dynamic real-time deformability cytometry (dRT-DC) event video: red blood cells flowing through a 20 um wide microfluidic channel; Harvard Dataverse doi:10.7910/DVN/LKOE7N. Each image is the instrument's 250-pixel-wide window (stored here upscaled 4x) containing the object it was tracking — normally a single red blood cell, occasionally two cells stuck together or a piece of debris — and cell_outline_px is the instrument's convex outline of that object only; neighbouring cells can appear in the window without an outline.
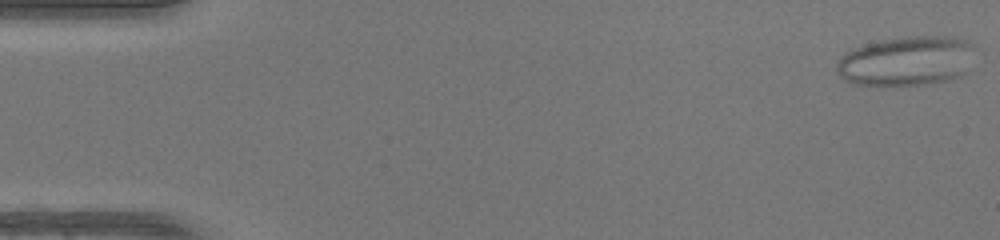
{"species": "human", "species_latin": "Homo sapiens", "temperature_condition": "warm", "stored_images_in_passage": 48, "camera_frame_rate_fps": 3000, "um_per_image_px": 0.085, "donor": {"sex": "female"}, "frame": {"image": 1, "passage_image": 1, "time_ms": 0.0, "image_size_px": [1000, 240], "cell_outline_px": [[976, 44], [964, 72], [960, 76], [952, 80], [924, 84], [876, 88], [852, 84], [844, 80], [836, 72], [836, 64], [840, 56], [844, 52], [864, 44], [880, 40], [908, 36], [952, 36], [968, 40]], "centroid_in_image_um": [76.98, 5.21], "position_along_channel_um": 8.0, "area_um2": 41.1}}
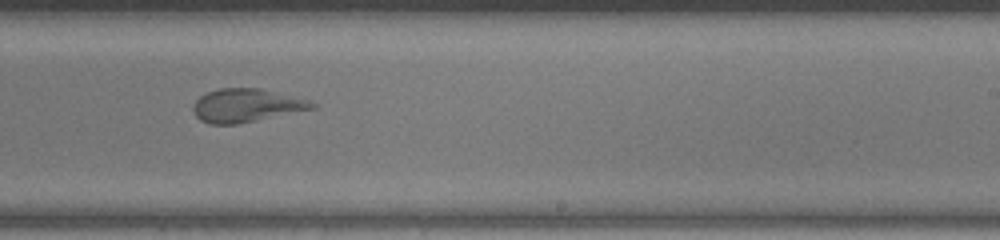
{"frame": {"image": 2, "passage_image": 30, "time_ms": 9.667, "image_size_px": [1000, 240], "cell_outline_px": [[320, 104], [316, 108], [236, 124], [208, 124], [200, 120], [196, 116], [192, 108], [192, 104], [200, 96], [208, 92], [220, 88], [260, 88], [312, 100]], "centroid_in_image_um": [20.97, 8.95], "position_along_channel_um": 268.0, "area_um2": 23.24}}
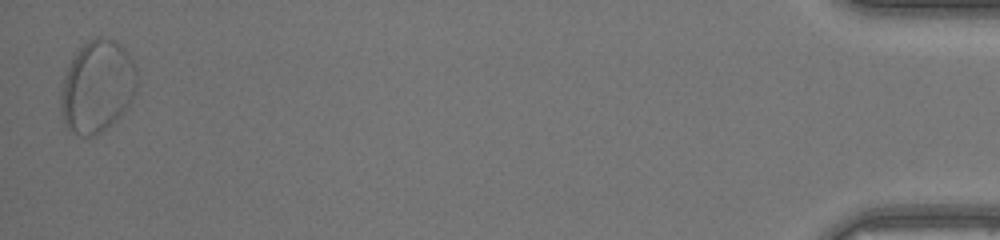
{"frame": {"image": 3, "passage_image": 48, "time_ms": 15.667, "image_size_px": [1000, 240], "cell_outline_px": [[136, 92], [128, 108], [120, 116], [96, 136], [80, 136], [64, 124], [60, 112], [60, 84], [76, 52], [88, 40], [96, 36], [100, 36], [116, 40], [128, 52], [132, 60], [136, 72]], "centroid_in_image_um": [8.26, 7.35], "position_along_channel_um": 426.9, "area_um2": 41.27}}